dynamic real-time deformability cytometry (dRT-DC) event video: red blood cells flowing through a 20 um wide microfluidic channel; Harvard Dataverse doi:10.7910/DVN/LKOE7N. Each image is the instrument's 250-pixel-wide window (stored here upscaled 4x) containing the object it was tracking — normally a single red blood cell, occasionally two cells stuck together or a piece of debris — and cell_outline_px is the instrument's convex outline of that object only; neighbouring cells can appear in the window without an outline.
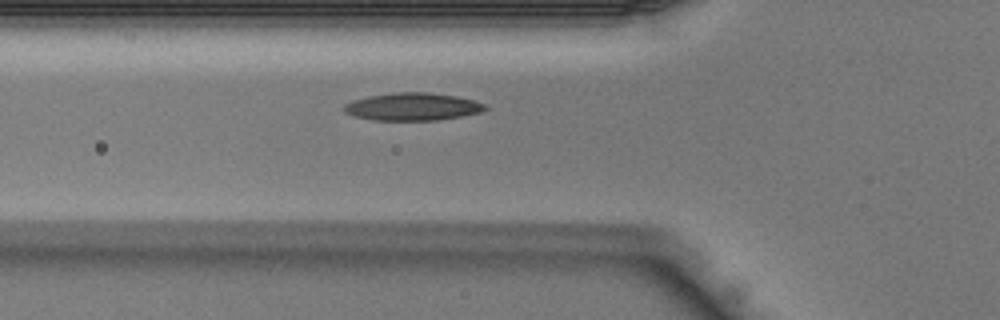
{"species": "Egyptian fruit bat (a non-hibernating species)", "species_latin": "Rousettus aegyptiacus", "temperature_condition": "warm", "stored_images_in_passage": 26, "camera_frame_rate_fps": 3000, "um_per_image_px": 0.085, "animal": {"sex": "male"}, "frame": {"image": 1, "passage_image": 2, "time_ms": 0.333, "image_size_px": [1000, 320], "cell_outline_px": [[488, 108], [480, 112], [460, 116], [436, 120], [372, 120], [356, 116], [344, 112], [344, 104], [352, 100], [368, 96], [396, 92], [428, 92], [456, 96], [488, 104]], "centroid_in_image_um": [35.06, 9.06], "position_along_channel_um": 90.7, "area_um2": 22.66}}
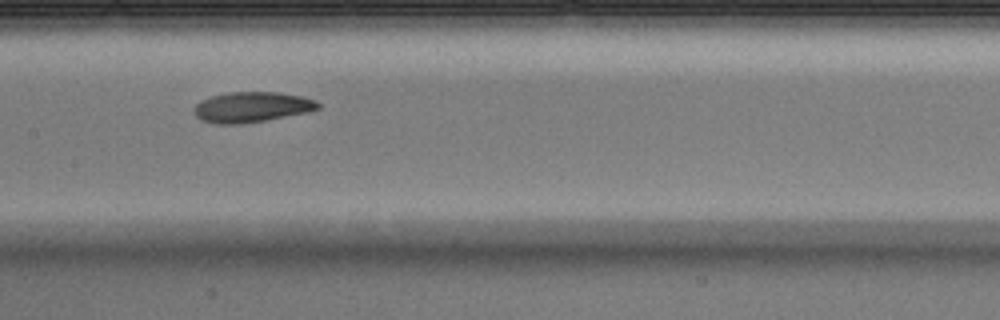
{"frame": {"image": 2, "passage_image": 8, "time_ms": 2.333, "image_size_px": [1000, 320], "cell_outline_px": [[320, 108], [308, 112], [264, 120], [240, 124], [216, 124], [200, 120], [196, 116], [196, 104], [200, 100], [212, 96], [228, 92], [280, 92], [300, 96], [316, 100], [320, 104]], "centroid_in_image_um": [21.41, 9.1], "position_along_channel_um": 186.0, "area_um2": 21.85}}
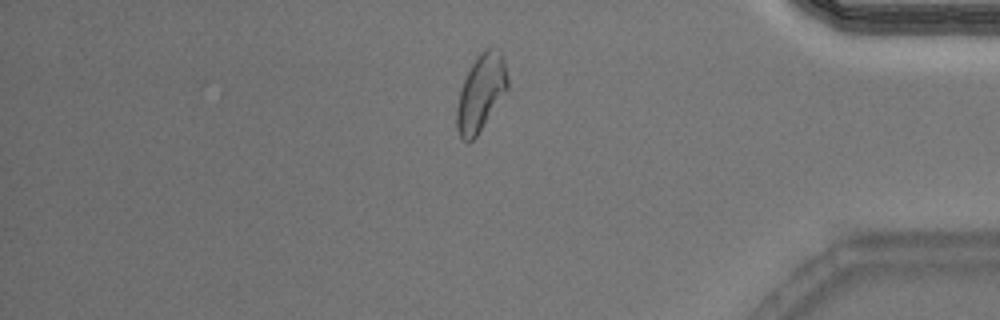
{"frame": {"image": 3, "passage_image": 23, "time_ms": 7.333, "image_size_px": [1000, 320], "cell_outline_px": [[508, 92], [476, 136], [468, 144], [460, 136], [456, 128], [456, 108], [460, 92], [464, 80], [476, 56], [484, 48], [500, 48], [504, 52], [508, 80]], "centroid_in_image_um": [40.92, 7.85], "position_along_channel_um": 394.3, "area_um2": 23.18}}